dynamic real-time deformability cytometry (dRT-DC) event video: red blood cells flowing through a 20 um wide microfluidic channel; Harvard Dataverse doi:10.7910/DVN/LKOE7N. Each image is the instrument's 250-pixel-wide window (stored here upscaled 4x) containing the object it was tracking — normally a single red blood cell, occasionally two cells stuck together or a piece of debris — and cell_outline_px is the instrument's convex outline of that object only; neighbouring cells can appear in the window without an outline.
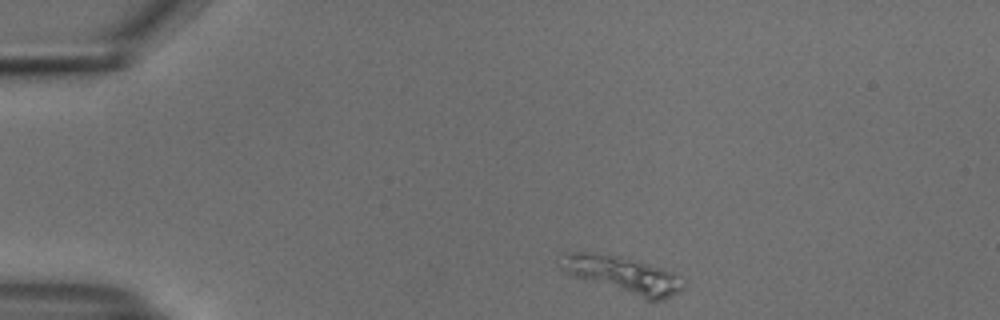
{"species": "common noctule bat (a hibernating species)", "species_latin": "Nyctalus noctula", "temperature_condition": "cold", "stored_images_in_passage": 49, "segment_of_instrument_passage": [1, 2], "camera_frame_rate_fps": 3000, "um_per_image_px": 0.085, "animal": {"sex": "male", "body_mass_g": 18.8}, "frame": {"image": 1, "passage_image": 1, "time_ms": 0.0, "image_size_px": [1000, 320], "cell_outline_px": [[684, 288], [680, 292], [664, 300], [648, 300], [564, 272], [560, 268], [556, 260], [572, 252], [592, 252], [616, 256], [636, 260], [672, 272], [684, 284]], "centroid_in_image_um": [52.93, 23.35], "position_along_channel_um": 32.1, "area_um2": 25.66}}
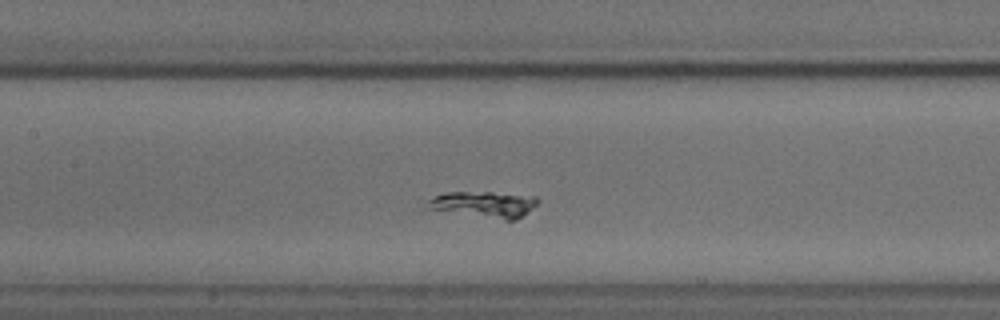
{"frame": {"image": 2, "passage_image": 18, "time_ms": 5.667, "image_size_px": [1000, 320], "cell_outline_px": [[540, 200], [532, 208], [516, 220], [504, 220], [428, 208], [428, 200], [436, 196], [448, 192], [492, 192], [536, 196]], "centroid_in_image_um": [41.22, 17.36], "position_along_channel_um": 166.2, "area_um2": 16.42}}
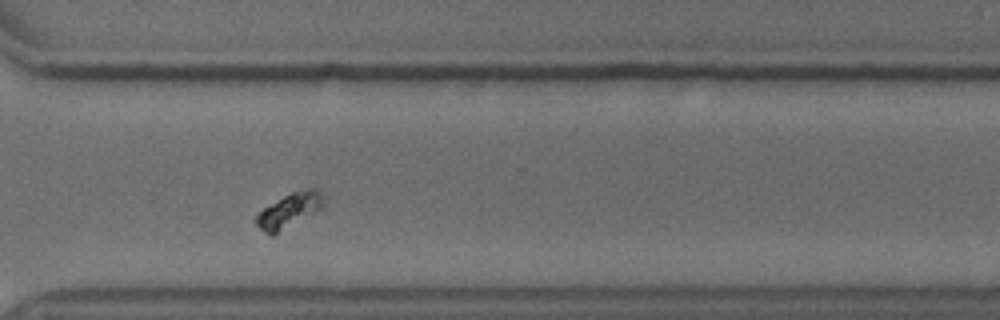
{"frame": {"image": 3, "passage_image": 34, "time_ms": 11.0, "image_size_px": [1000, 320], "cell_outline_px": [[324, 204], [316, 212], [272, 236], [264, 232], [256, 224], [256, 216], [264, 208], [284, 196], [292, 192], [308, 188], [320, 188], [324, 196]], "centroid_in_image_um": [24.63, 17.87], "position_along_channel_um": 346.0, "area_um2": 13.47}}